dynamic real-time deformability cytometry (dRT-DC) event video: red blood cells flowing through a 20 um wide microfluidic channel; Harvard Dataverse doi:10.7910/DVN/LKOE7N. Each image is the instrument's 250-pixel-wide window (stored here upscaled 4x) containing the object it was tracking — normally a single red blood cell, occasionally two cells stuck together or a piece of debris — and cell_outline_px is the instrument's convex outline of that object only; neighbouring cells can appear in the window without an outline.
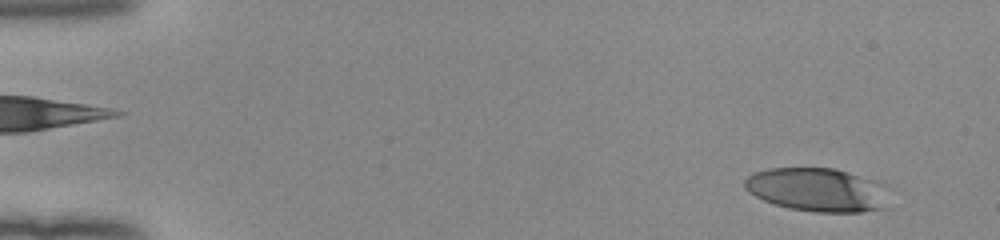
{"species": "human", "species_latin": "Homo sapiens", "temperature_condition": "room temperature", "stored_images_in_passage": 51, "camera_frame_rate_fps": 3000, "um_per_image_px": 0.085, "donor": {"sex": "female"}, "frame": {"image": 1, "passage_image": 3, "time_ms": 0.667, "image_size_px": [1000, 240], "cell_outline_px": [[892, 208], [860, 212], [816, 212], [788, 208], [764, 200], [748, 192], [744, 188], [744, 180], [752, 172], [768, 168], [832, 168], [848, 172], [864, 180]], "centroid_in_image_um": [69.23, 16.15], "position_along_channel_um": 15.8, "area_um2": 35.2}}
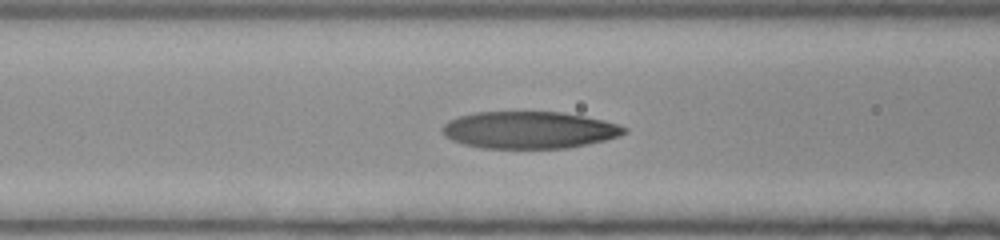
{"frame": {"image": 2, "passage_image": 21, "time_ms": 6.667, "image_size_px": [1000, 240], "cell_outline_px": [[628, 132], [620, 136], [588, 144], [568, 148], [484, 148], [464, 144], [452, 140], [444, 136], [440, 128], [448, 120], [460, 116], [476, 112], [560, 112], [584, 116], [604, 120], [628, 128]], "centroid_in_image_um": [44.98, 11.05], "position_along_channel_um": 121.6, "area_um2": 39.36}}
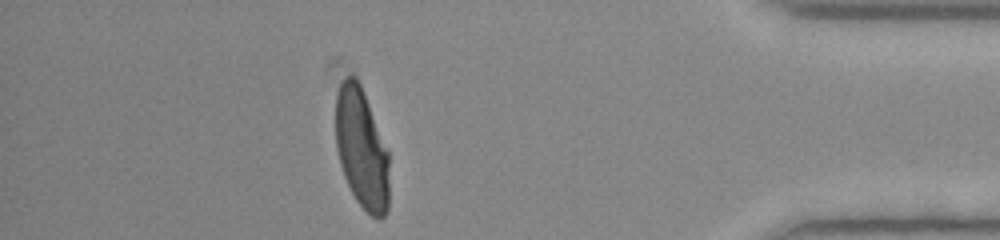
{"frame": {"image": 3, "passage_image": 45, "time_ms": 14.667, "image_size_px": [1000, 240], "cell_outline_px": [[388, 208], [384, 216], [380, 220], [372, 216], [356, 200], [344, 176], [340, 164], [336, 148], [336, 96], [340, 84], [344, 76], [356, 76], [364, 92], [388, 152]], "centroid_in_image_um": [30.73, 12.62], "position_along_channel_um": 404.5, "area_um2": 37.28}, "authors_computed_cell_mechanics": {"area_um2": 39.1306, "velocity_mm_per_s": 4.0231, "shape_relaxation_time_tau1_ms": 5.1633, "shape_relaxation_time_tau2_ms": 1.2619, "deformation_change_tau1": 0.246, "deformation_change_tau2": 0.0768}}